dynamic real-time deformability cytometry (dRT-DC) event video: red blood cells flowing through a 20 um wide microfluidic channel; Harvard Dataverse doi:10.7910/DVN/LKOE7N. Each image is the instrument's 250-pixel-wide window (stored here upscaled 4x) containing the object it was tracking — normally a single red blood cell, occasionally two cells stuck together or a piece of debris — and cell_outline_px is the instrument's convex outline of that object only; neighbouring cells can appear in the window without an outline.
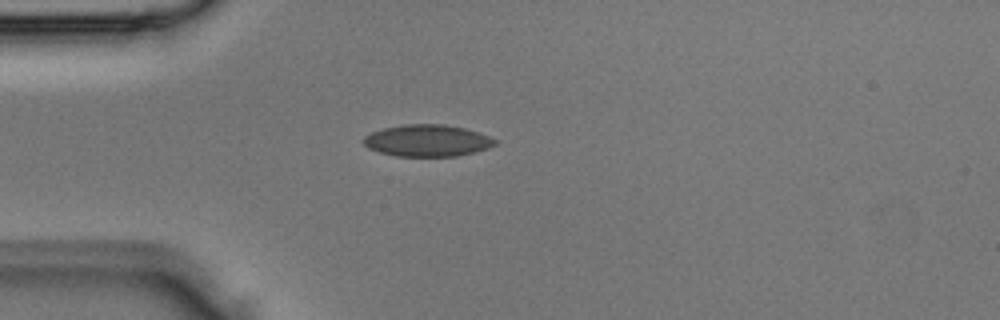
{"species": "Egyptian fruit bat (a non-hibernating species)", "species_latin": "Rousettus aegyptiacus", "temperature_condition": "room temperature", "stored_images_in_passage": 1, "camera_frame_rate_fps": 3000, "um_per_image_px": 0.085, "animal": {"sex": "male"}, "frame": {"image": 1, "passage_image": 1, "time_ms": 0.0, "image_size_px": [1000, 320], "cell_outline_px": [[500, 140], [496, 144], [488, 148], [456, 156], [396, 156], [380, 152], [368, 148], [364, 144], [364, 136], [372, 132], [384, 128], [404, 124], [444, 124], [464, 128]], "centroid_in_image_um": [36.33, 11.95], "position_along_channel_um": 48.7, "area_um2": 24.22}}